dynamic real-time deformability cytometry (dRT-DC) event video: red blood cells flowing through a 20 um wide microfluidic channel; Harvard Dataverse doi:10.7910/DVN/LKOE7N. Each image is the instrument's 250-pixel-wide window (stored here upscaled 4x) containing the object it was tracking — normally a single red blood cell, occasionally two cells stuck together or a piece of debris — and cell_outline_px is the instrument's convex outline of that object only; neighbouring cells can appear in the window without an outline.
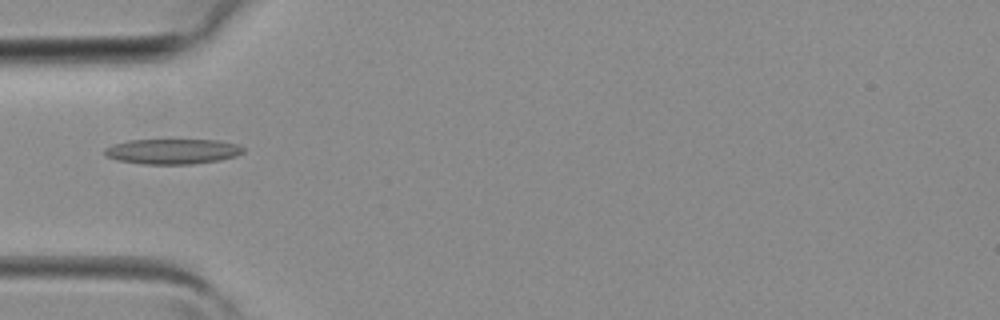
{"species": "common noctule bat (a hibernating species)", "species_latin": "Nyctalus noctula", "temperature_condition": "room temperature", "stored_images_in_passage": 5, "camera_frame_rate_fps": 3000, "um_per_image_px": 0.085, "animal": {"sex": "female", "body_mass_g": 19.3, "forearm_length_mm": 54.1}, "frame": {"image": 1, "passage_image": 5, "time_ms": 1.333, "image_size_px": [1000, 320], "cell_outline_px": [[244, 152], [236, 156], [220, 160], [192, 164], [144, 164], [116, 160], [108, 156], [104, 152], [104, 148], [112, 144], [128, 140], [220, 140], [236, 144], [244, 148]], "centroid_in_image_um": [14.66, 12.87], "position_along_channel_um": 70.3, "area_um2": 20.4}}